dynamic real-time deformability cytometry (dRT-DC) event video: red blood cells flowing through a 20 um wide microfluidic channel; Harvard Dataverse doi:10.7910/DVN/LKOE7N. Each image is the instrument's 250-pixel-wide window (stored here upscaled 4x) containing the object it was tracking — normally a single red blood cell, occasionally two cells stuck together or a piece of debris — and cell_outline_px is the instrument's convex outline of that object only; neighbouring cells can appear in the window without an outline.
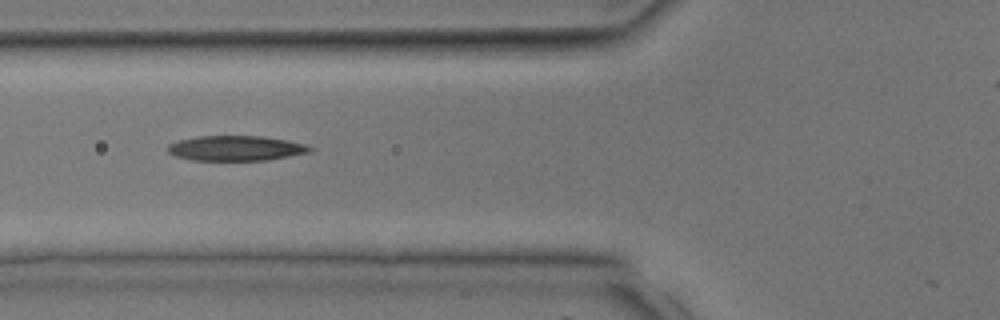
{"species": "common noctule bat (a hibernating species)", "species_latin": "Nyctalus noctula", "temperature_condition": "room temperature", "stored_images_in_passage": 25, "camera_frame_rate_fps": 3000, "um_per_image_px": 0.085, "animal": {"sex": "male", "body_mass_g": 17.9, "forearm_length_mm": 54.2}, "frame": {"image": 1, "passage_image": 6, "time_ms": 1.667, "image_size_px": [1000, 320], "cell_outline_px": [[316, 148], [312, 152], [268, 160], [192, 160], [176, 156], [168, 152], [168, 144], [180, 140], [196, 136], [260, 136], [284, 140], [304, 144]], "centroid_in_image_um": [20.07, 12.6], "position_along_channel_um": 105.7, "area_um2": 20.69}}
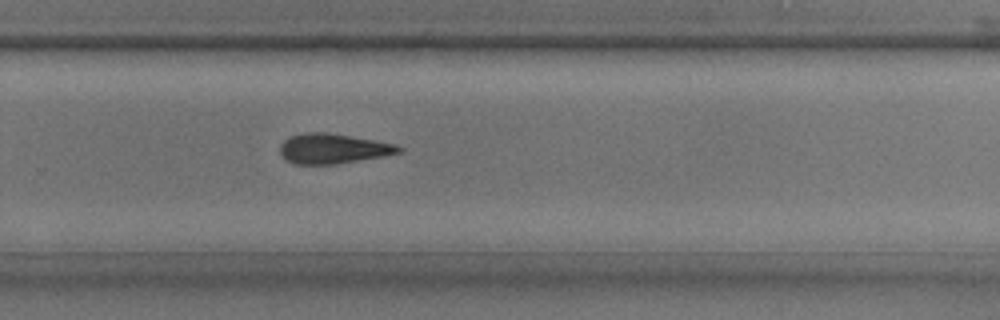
{"frame": {"image": 2, "passage_image": 17, "time_ms": 5.333, "image_size_px": [1000, 320], "cell_outline_px": [[404, 148], [400, 152], [384, 156], [336, 164], [296, 164], [284, 160], [280, 156], [280, 144], [288, 136], [304, 132], [328, 132], [396, 144]], "centroid_in_image_um": [28.26, 12.63], "position_along_channel_um": 301.5, "area_um2": 20.92}}
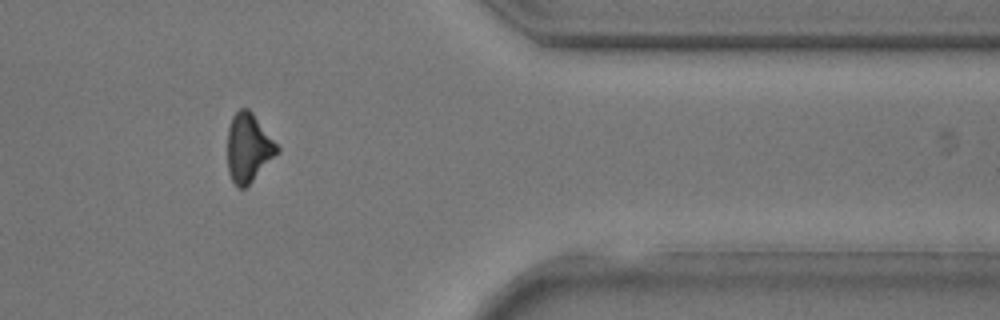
{"frame": {"image": 3, "passage_image": 23, "time_ms": 7.333, "image_size_px": [1000, 320], "cell_outline_px": [[280, 152], [244, 188], [236, 188], [228, 172], [228, 128], [232, 116], [240, 108], [248, 108], [252, 112], [280, 148]], "centroid_in_image_um": [21.11, 12.56], "position_along_channel_um": 390.3, "area_um2": 19.77}}